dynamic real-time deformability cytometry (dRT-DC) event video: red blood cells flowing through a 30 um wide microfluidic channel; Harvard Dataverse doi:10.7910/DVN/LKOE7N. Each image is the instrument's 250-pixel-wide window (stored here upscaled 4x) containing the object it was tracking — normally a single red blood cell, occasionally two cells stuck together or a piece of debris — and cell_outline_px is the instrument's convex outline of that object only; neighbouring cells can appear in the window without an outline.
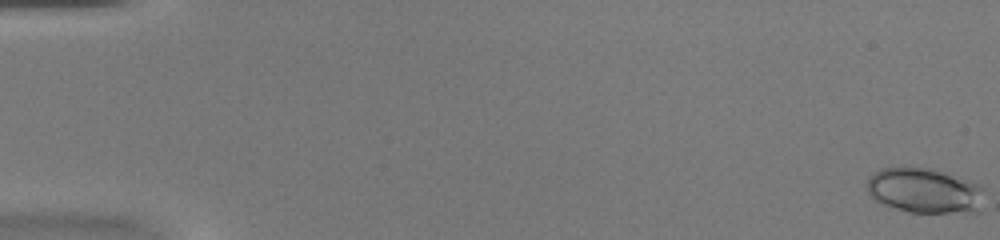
{"species": "common noctule bat (a hibernating species)", "species_latin": "Nyctalus noctula", "temperature_condition": "warm", "stored_images_in_passage": 53, "camera_frame_rate_fps": 3000, "um_per_image_px": 0.085, "animal": {"sex": "female", "body_mass_g": 20.0, "forearm_length_mm": 54.0}, "frame": {"image": 1, "passage_image": 1, "time_ms": 0.0, "image_size_px": [1000, 240], "cell_outline_px": [[984, 188], [980, 212], [908, 212], [872, 200], [868, 192], [868, 180], [880, 168], [904, 164], [932, 168], [968, 180]], "centroid_in_image_um": [78.56, 16.17], "position_along_channel_um": 6.4, "area_um2": 31.33}}